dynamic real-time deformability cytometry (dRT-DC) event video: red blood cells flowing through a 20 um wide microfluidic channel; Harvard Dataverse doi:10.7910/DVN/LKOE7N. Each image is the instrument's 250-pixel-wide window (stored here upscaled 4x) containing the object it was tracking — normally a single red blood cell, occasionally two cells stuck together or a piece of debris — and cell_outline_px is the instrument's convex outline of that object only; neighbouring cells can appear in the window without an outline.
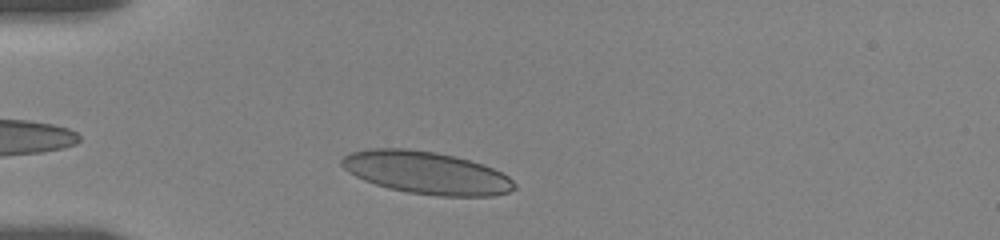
{"species": "human", "species_latin": "Homo sapiens", "temperature_condition": "room temperature", "stored_images_in_passage": 34, "camera_frame_rate_fps": 3000, "um_per_image_px": 0.085, "donor": {"sex": "female"}, "frame": {"image": 1, "passage_image": 6, "time_ms": 1.333, "image_size_px": [1000, 240], "cell_outline_px": [[516, 188], [508, 192], [492, 196], [436, 196], [408, 192], [388, 188], [364, 180], [348, 172], [340, 164], [340, 160], [344, 156], [352, 152], [376, 148], [404, 148], [436, 152], [468, 160], [492, 168], [508, 176], [516, 184]], "centroid_in_image_um": [36.23, 14.69], "position_along_channel_um": 48.8, "area_um2": 42.48}}
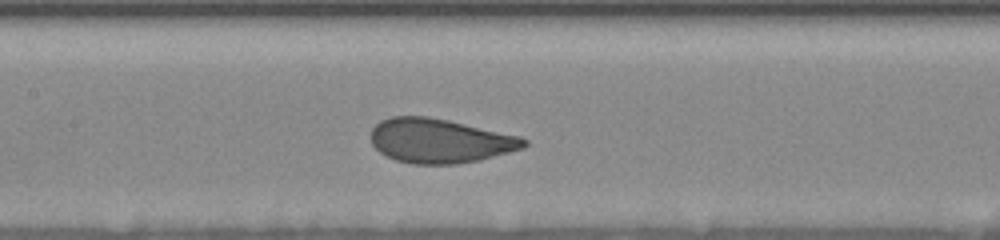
{"frame": {"image": 2, "passage_image": 16, "time_ms": 5.333, "image_size_px": [1000, 240], "cell_outline_px": [[528, 144], [524, 148], [480, 160], [456, 164], [412, 164], [396, 160], [380, 152], [372, 144], [372, 128], [380, 120], [392, 116], [428, 116], [448, 120], [520, 136], [528, 140]], "centroid_in_image_um": [37.4, 11.97], "position_along_channel_um": 170.0, "area_um2": 39.54}}
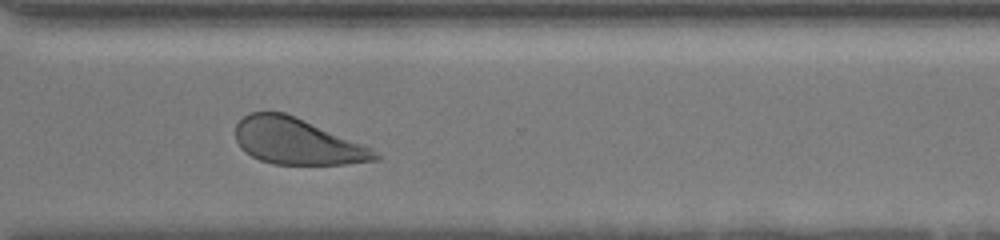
{"frame": {"image": 3, "passage_image": 28, "time_ms": 10.333, "image_size_px": [1000, 240], "cell_outline_px": [[380, 160], [344, 164], [272, 164], [260, 160], [244, 152], [240, 148], [236, 140], [236, 124], [244, 116], [252, 112], [284, 112], [296, 116], [364, 144], [372, 148], [380, 156]], "centroid_in_image_um": [25.25, 12.02], "position_along_channel_um": 345.3, "area_um2": 37.63}, "authors_computed_cell_mechanics": {"area_um2": 39.9687, "velocity_mm_per_s": 3.5187, "shape_relaxation_time_tau1_ms": 3.1564, "shape_relaxation_time_tau2_ms": null, "deformation_change_tau1": 0.1238, "deformation_change_tau2": null}}